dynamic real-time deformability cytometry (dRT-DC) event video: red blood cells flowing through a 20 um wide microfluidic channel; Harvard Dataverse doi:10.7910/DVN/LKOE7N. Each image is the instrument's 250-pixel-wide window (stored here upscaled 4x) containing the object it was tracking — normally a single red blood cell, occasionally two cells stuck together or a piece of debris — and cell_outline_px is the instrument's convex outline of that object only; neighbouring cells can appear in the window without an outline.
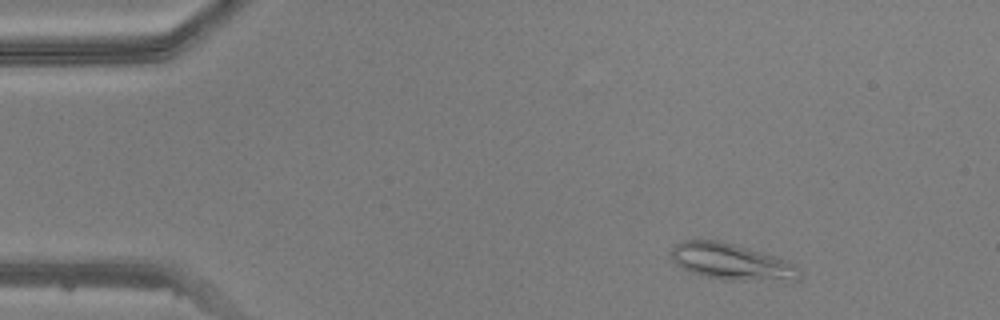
{"species": "common noctule bat (a hibernating species)", "species_latin": "Nyctalus noctula", "temperature_condition": "warm", "stored_images_in_passage": 48, "camera_frame_rate_fps": 3000, "um_per_image_px": 0.085, "animal": {"sex": "male", "body_mass_g": 20.5, "forearm_length_mm": 52.5}, "frame": {"image": 1, "passage_image": 5, "time_ms": 1.333, "image_size_px": [1000, 320], "cell_outline_px": [[800, 280], [728, 280], [704, 276], [680, 268], [676, 264], [672, 256], [672, 248], [680, 240], [720, 240], [772, 256], [796, 264], [800, 272]], "centroid_in_image_um": [62.15, 22.25], "position_along_channel_um": 22.9, "area_um2": 26.76}}
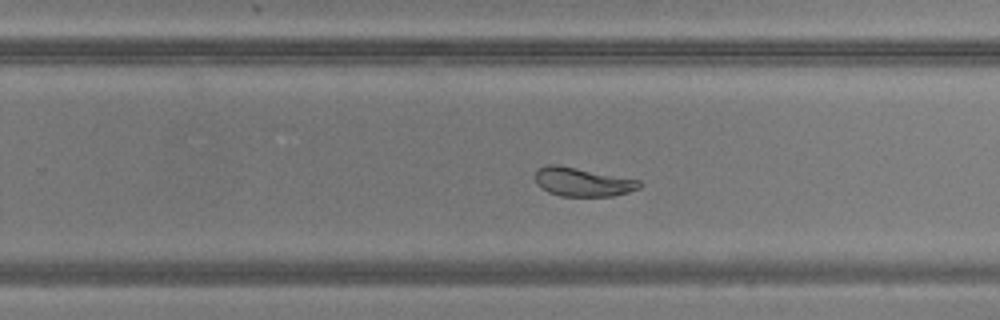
{"frame": {"image": 2, "passage_image": 30, "time_ms": 9.667, "image_size_px": [1000, 320], "cell_outline_px": [[644, 184], [640, 188], [628, 192], [612, 196], [560, 196], [548, 192], [540, 188], [536, 184], [536, 168], [548, 164], [556, 164], [640, 180]], "centroid_in_image_um": [49.51, 15.47], "position_along_channel_um": 280.3, "area_um2": 17.57}}
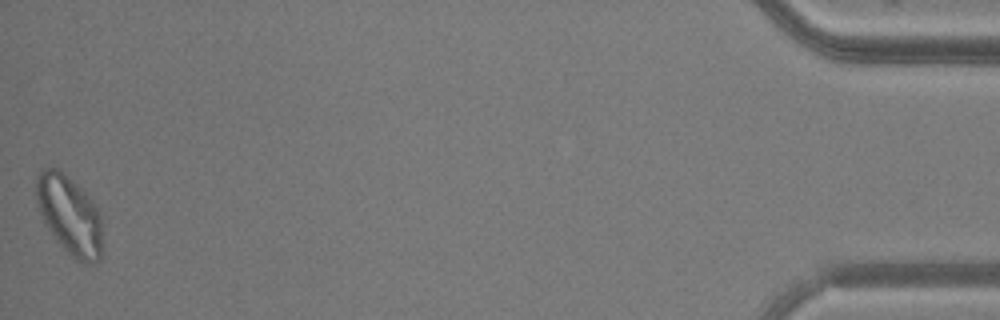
{"frame": {"image": 3, "passage_image": 48, "time_ms": 15.667, "image_size_px": [1000, 320], "cell_outline_px": [[104, 220], [100, 260], [96, 264], [88, 264], [76, 260], [56, 240], [48, 228], [40, 212], [36, 200], [36, 176], [44, 168], [56, 168], [84, 192], [96, 204]], "centroid_in_image_um": [5.96, 18.33], "position_along_channel_um": 429.2, "area_um2": 30.46}}